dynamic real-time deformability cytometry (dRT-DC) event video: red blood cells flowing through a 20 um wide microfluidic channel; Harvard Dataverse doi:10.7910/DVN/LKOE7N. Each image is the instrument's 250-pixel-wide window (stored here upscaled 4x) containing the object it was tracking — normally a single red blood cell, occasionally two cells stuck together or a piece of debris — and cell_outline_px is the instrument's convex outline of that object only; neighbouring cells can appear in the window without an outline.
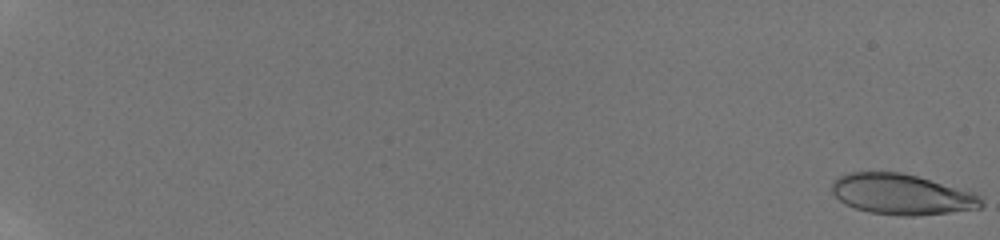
{"species": "human", "species_latin": "Homo sapiens", "temperature_condition": "room temperature", "stored_images_in_passage": 49, "camera_frame_rate_fps": 3000, "um_per_image_px": 0.085, "donor": {"sex": "male"}, "frame": {"image": 1, "passage_image": 1, "time_ms": 0.0, "image_size_px": [1000, 240], "cell_outline_px": [[984, 204], [980, 208], [916, 216], [900, 216], [868, 212], [844, 204], [832, 192], [832, 180], [836, 176], [848, 172], [900, 172], [916, 176], [976, 192], [984, 200]], "centroid_in_image_um": [76.64, 16.51], "position_along_channel_um": 8.4, "area_um2": 35.6}}
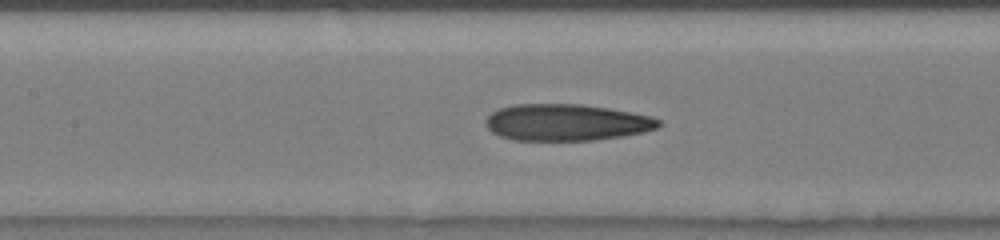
{"frame": {"image": 2, "passage_image": 26, "time_ms": 10.333, "image_size_px": [1000, 240], "cell_outline_px": [[664, 124], [660, 128], [644, 132], [624, 136], [592, 140], [512, 140], [500, 136], [492, 132], [484, 124], [484, 120], [492, 112], [500, 108], [516, 104], [580, 104], [608, 108], [652, 116], [660, 120]], "centroid_in_image_um": [48.17, 10.41], "position_along_channel_um": 159.2, "area_um2": 37.17}}
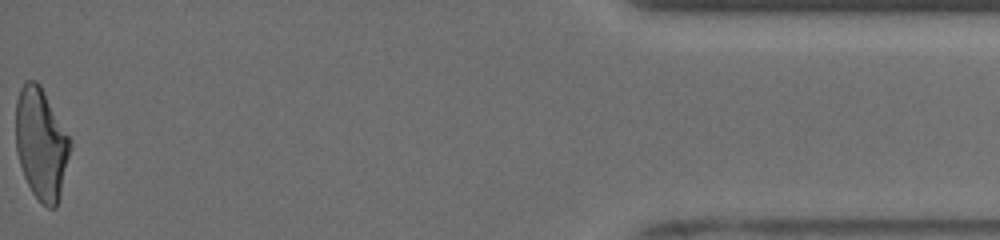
{"frame": {"image": 3, "passage_image": 49, "time_ms": 19.0, "image_size_px": [1000, 240], "cell_outline_px": [[72, 144], [60, 196], [56, 208], [48, 208], [32, 192], [24, 176], [16, 152], [16, 100], [20, 88], [28, 80], [36, 80], [40, 84], [72, 140]], "centroid_in_image_um": [3.51, 12.21], "position_along_channel_um": 431.7, "area_um2": 35.37}, "authors_computed_cell_mechanics": {"area_um2": 35.9516, "velocity_mm_per_s": 3.9247, "shape_relaxation_time_tau1_ms": 10.7479, "shape_relaxation_time_tau2_ms": 1.8598, "deformation_change_tau1": 0.2974, "deformation_change_tau2": 0.101}}